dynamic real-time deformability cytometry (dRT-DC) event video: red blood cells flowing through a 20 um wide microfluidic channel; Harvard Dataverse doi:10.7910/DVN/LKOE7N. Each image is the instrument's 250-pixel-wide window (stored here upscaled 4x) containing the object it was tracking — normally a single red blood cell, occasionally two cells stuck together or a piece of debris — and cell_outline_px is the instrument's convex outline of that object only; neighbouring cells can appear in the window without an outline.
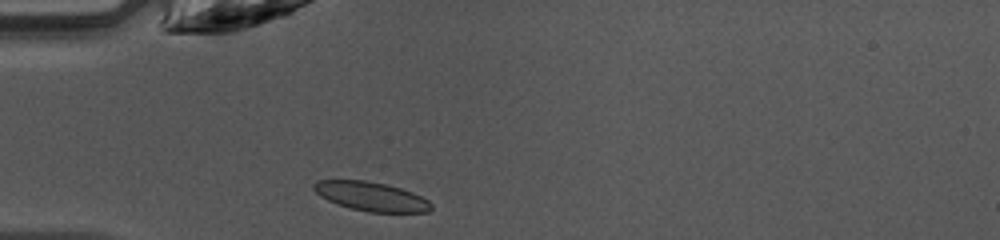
{"species": "common noctule bat (a hibernating species)", "species_latin": "Nyctalus noctula", "temperature_condition": "warm", "stored_images_in_passage": 34, "camera_frame_rate_fps": 3000, "um_per_image_px": 0.085, "animal": {"sex": "female", "body_mass_g": 10.0, "forearm_length_mm": 53.1}, "frame": {"image": 1, "passage_image": 1, "time_ms": 0.0, "image_size_px": [1000, 240], "cell_outline_px": [[432, 208], [428, 212], [368, 212], [336, 204], [320, 196], [312, 188], [312, 184], [316, 180], [368, 180], [388, 184], [412, 192], [428, 200], [432, 204]], "centroid_in_image_um": [31.53, 16.68], "position_along_channel_um": 53.5, "area_um2": 20.0}}
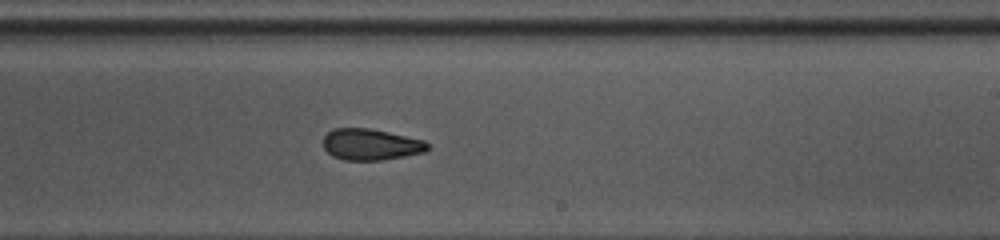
{"frame": {"image": 2, "passage_image": 16, "time_ms": 5.0, "image_size_px": [1000, 240], "cell_outline_px": [[432, 148], [424, 152], [384, 160], [344, 160], [332, 156], [324, 148], [324, 136], [332, 128], [368, 128], [388, 132], [424, 140]], "centroid_in_image_um": [31.52, 12.28], "position_along_channel_um": 257.5, "area_um2": 19.07}}
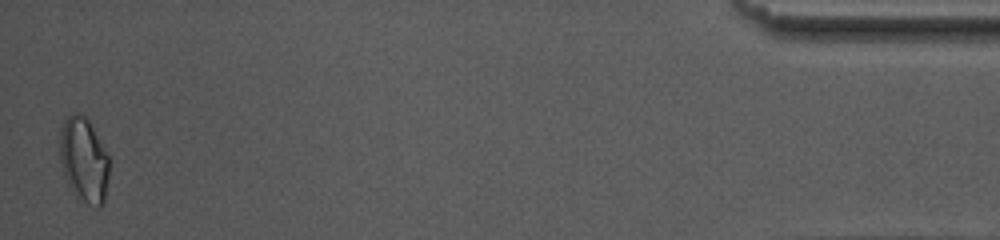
{"frame": {"image": 3, "passage_image": 34, "time_ms": 11.0, "image_size_px": [1000, 240], "cell_outline_px": [[108, 176], [104, 204], [100, 208], [96, 208], [88, 204], [68, 184], [64, 176], [60, 160], [60, 132], [64, 120], [68, 116], [76, 112], [84, 116], [92, 124], [108, 156]], "centroid_in_image_um": [7.14, 13.57], "position_along_channel_um": 428.1, "area_um2": 24.1}, "authors_computed_cell_mechanics": {"area_um2": 19.8832, "velocity_mm_per_s": 4.2297, "shape_relaxation_time_tau1_ms": 5.3901, "shape_relaxation_time_tau2_ms": 2.3927, "deformation_change_tau1": 0.1257, "deformation_change_tau2": 0.0833}}